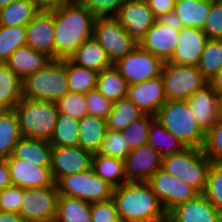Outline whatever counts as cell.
Instances as JSON below:
<instances>
[{
    "mask_svg": "<svg viewBox=\"0 0 222 222\" xmlns=\"http://www.w3.org/2000/svg\"><path fill=\"white\" fill-rule=\"evenodd\" d=\"M92 155L80 146L52 147L50 169L54 182L91 168Z\"/></svg>",
    "mask_w": 222,
    "mask_h": 222,
    "instance_id": "4fadbf2b",
    "label": "cell"
},
{
    "mask_svg": "<svg viewBox=\"0 0 222 222\" xmlns=\"http://www.w3.org/2000/svg\"><path fill=\"white\" fill-rule=\"evenodd\" d=\"M214 1L222 4V0H214Z\"/></svg>",
    "mask_w": 222,
    "mask_h": 222,
    "instance_id": "91938a15",
    "label": "cell"
},
{
    "mask_svg": "<svg viewBox=\"0 0 222 222\" xmlns=\"http://www.w3.org/2000/svg\"><path fill=\"white\" fill-rule=\"evenodd\" d=\"M79 146L92 154L98 153L107 131L106 119L86 115L79 120Z\"/></svg>",
    "mask_w": 222,
    "mask_h": 222,
    "instance_id": "484cf974",
    "label": "cell"
},
{
    "mask_svg": "<svg viewBox=\"0 0 222 222\" xmlns=\"http://www.w3.org/2000/svg\"><path fill=\"white\" fill-rule=\"evenodd\" d=\"M155 115L144 114L122 131L126 136L127 146L132 150L148 144V132Z\"/></svg>",
    "mask_w": 222,
    "mask_h": 222,
    "instance_id": "60d3db41",
    "label": "cell"
},
{
    "mask_svg": "<svg viewBox=\"0 0 222 222\" xmlns=\"http://www.w3.org/2000/svg\"><path fill=\"white\" fill-rule=\"evenodd\" d=\"M59 196L78 198L89 203L112 198L114 187L91 168L61 177L57 182Z\"/></svg>",
    "mask_w": 222,
    "mask_h": 222,
    "instance_id": "52a82bcc",
    "label": "cell"
},
{
    "mask_svg": "<svg viewBox=\"0 0 222 222\" xmlns=\"http://www.w3.org/2000/svg\"><path fill=\"white\" fill-rule=\"evenodd\" d=\"M24 197V188L8 186L0 191V210L19 213Z\"/></svg>",
    "mask_w": 222,
    "mask_h": 222,
    "instance_id": "681fc988",
    "label": "cell"
},
{
    "mask_svg": "<svg viewBox=\"0 0 222 222\" xmlns=\"http://www.w3.org/2000/svg\"><path fill=\"white\" fill-rule=\"evenodd\" d=\"M41 9L34 0H16L0 9V25L27 26Z\"/></svg>",
    "mask_w": 222,
    "mask_h": 222,
    "instance_id": "83f0119b",
    "label": "cell"
},
{
    "mask_svg": "<svg viewBox=\"0 0 222 222\" xmlns=\"http://www.w3.org/2000/svg\"><path fill=\"white\" fill-rule=\"evenodd\" d=\"M208 39L207 35L200 28L183 27L179 33L176 49L168 62L198 66Z\"/></svg>",
    "mask_w": 222,
    "mask_h": 222,
    "instance_id": "44dd1931",
    "label": "cell"
},
{
    "mask_svg": "<svg viewBox=\"0 0 222 222\" xmlns=\"http://www.w3.org/2000/svg\"><path fill=\"white\" fill-rule=\"evenodd\" d=\"M21 138L15 110H0V159L9 158Z\"/></svg>",
    "mask_w": 222,
    "mask_h": 222,
    "instance_id": "f1b7e54d",
    "label": "cell"
},
{
    "mask_svg": "<svg viewBox=\"0 0 222 222\" xmlns=\"http://www.w3.org/2000/svg\"><path fill=\"white\" fill-rule=\"evenodd\" d=\"M150 144L162 157L183 152L187 147L154 118L148 132Z\"/></svg>",
    "mask_w": 222,
    "mask_h": 222,
    "instance_id": "4dcf8cb0",
    "label": "cell"
},
{
    "mask_svg": "<svg viewBox=\"0 0 222 222\" xmlns=\"http://www.w3.org/2000/svg\"><path fill=\"white\" fill-rule=\"evenodd\" d=\"M96 90L105 98L116 102L126 98L128 91V83L122 77L119 70L112 65L99 72Z\"/></svg>",
    "mask_w": 222,
    "mask_h": 222,
    "instance_id": "1f68e13d",
    "label": "cell"
},
{
    "mask_svg": "<svg viewBox=\"0 0 222 222\" xmlns=\"http://www.w3.org/2000/svg\"><path fill=\"white\" fill-rule=\"evenodd\" d=\"M187 102L197 124L206 134L220 119L218 94L207 83L187 99Z\"/></svg>",
    "mask_w": 222,
    "mask_h": 222,
    "instance_id": "ffe728a7",
    "label": "cell"
},
{
    "mask_svg": "<svg viewBox=\"0 0 222 222\" xmlns=\"http://www.w3.org/2000/svg\"><path fill=\"white\" fill-rule=\"evenodd\" d=\"M211 8V0H176L174 12L183 27L203 29Z\"/></svg>",
    "mask_w": 222,
    "mask_h": 222,
    "instance_id": "4316f807",
    "label": "cell"
},
{
    "mask_svg": "<svg viewBox=\"0 0 222 222\" xmlns=\"http://www.w3.org/2000/svg\"><path fill=\"white\" fill-rule=\"evenodd\" d=\"M92 222H119L120 218L113 198L91 203Z\"/></svg>",
    "mask_w": 222,
    "mask_h": 222,
    "instance_id": "c3c4849f",
    "label": "cell"
},
{
    "mask_svg": "<svg viewBox=\"0 0 222 222\" xmlns=\"http://www.w3.org/2000/svg\"><path fill=\"white\" fill-rule=\"evenodd\" d=\"M95 17H115L127 0H79Z\"/></svg>",
    "mask_w": 222,
    "mask_h": 222,
    "instance_id": "f6af8a7d",
    "label": "cell"
},
{
    "mask_svg": "<svg viewBox=\"0 0 222 222\" xmlns=\"http://www.w3.org/2000/svg\"><path fill=\"white\" fill-rule=\"evenodd\" d=\"M156 20L160 24H163L175 30L180 31L183 28L182 21L177 17L174 11H170L165 14H162Z\"/></svg>",
    "mask_w": 222,
    "mask_h": 222,
    "instance_id": "816d5d0a",
    "label": "cell"
},
{
    "mask_svg": "<svg viewBox=\"0 0 222 222\" xmlns=\"http://www.w3.org/2000/svg\"><path fill=\"white\" fill-rule=\"evenodd\" d=\"M198 70L209 82L222 67V39H208L198 64Z\"/></svg>",
    "mask_w": 222,
    "mask_h": 222,
    "instance_id": "74e56055",
    "label": "cell"
},
{
    "mask_svg": "<svg viewBox=\"0 0 222 222\" xmlns=\"http://www.w3.org/2000/svg\"><path fill=\"white\" fill-rule=\"evenodd\" d=\"M60 114L68 115L75 119H82L87 113L85 95L69 92L56 102Z\"/></svg>",
    "mask_w": 222,
    "mask_h": 222,
    "instance_id": "7bdbcfd3",
    "label": "cell"
},
{
    "mask_svg": "<svg viewBox=\"0 0 222 222\" xmlns=\"http://www.w3.org/2000/svg\"><path fill=\"white\" fill-rule=\"evenodd\" d=\"M14 110L22 137L50 141L59 115L56 102L22 98Z\"/></svg>",
    "mask_w": 222,
    "mask_h": 222,
    "instance_id": "277c9868",
    "label": "cell"
},
{
    "mask_svg": "<svg viewBox=\"0 0 222 222\" xmlns=\"http://www.w3.org/2000/svg\"><path fill=\"white\" fill-rule=\"evenodd\" d=\"M58 188H24V197L19 215L25 222H52L56 216Z\"/></svg>",
    "mask_w": 222,
    "mask_h": 222,
    "instance_id": "30bf717a",
    "label": "cell"
},
{
    "mask_svg": "<svg viewBox=\"0 0 222 222\" xmlns=\"http://www.w3.org/2000/svg\"><path fill=\"white\" fill-rule=\"evenodd\" d=\"M155 118L187 148H203L205 133L193 117L187 100L166 101Z\"/></svg>",
    "mask_w": 222,
    "mask_h": 222,
    "instance_id": "5b68a950",
    "label": "cell"
},
{
    "mask_svg": "<svg viewBox=\"0 0 222 222\" xmlns=\"http://www.w3.org/2000/svg\"><path fill=\"white\" fill-rule=\"evenodd\" d=\"M115 17L137 43L157 19L145 0H127Z\"/></svg>",
    "mask_w": 222,
    "mask_h": 222,
    "instance_id": "5bb4252c",
    "label": "cell"
},
{
    "mask_svg": "<svg viewBox=\"0 0 222 222\" xmlns=\"http://www.w3.org/2000/svg\"><path fill=\"white\" fill-rule=\"evenodd\" d=\"M41 8H50L67 0H34Z\"/></svg>",
    "mask_w": 222,
    "mask_h": 222,
    "instance_id": "9f6ffc18",
    "label": "cell"
},
{
    "mask_svg": "<svg viewBox=\"0 0 222 222\" xmlns=\"http://www.w3.org/2000/svg\"><path fill=\"white\" fill-rule=\"evenodd\" d=\"M203 194L222 214V164L212 163L210 166Z\"/></svg>",
    "mask_w": 222,
    "mask_h": 222,
    "instance_id": "b9f144b4",
    "label": "cell"
},
{
    "mask_svg": "<svg viewBox=\"0 0 222 222\" xmlns=\"http://www.w3.org/2000/svg\"><path fill=\"white\" fill-rule=\"evenodd\" d=\"M204 154L212 163L222 164V120L205 134Z\"/></svg>",
    "mask_w": 222,
    "mask_h": 222,
    "instance_id": "ee69618b",
    "label": "cell"
},
{
    "mask_svg": "<svg viewBox=\"0 0 222 222\" xmlns=\"http://www.w3.org/2000/svg\"><path fill=\"white\" fill-rule=\"evenodd\" d=\"M55 222H92L91 203L78 198L59 196Z\"/></svg>",
    "mask_w": 222,
    "mask_h": 222,
    "instance_id": "d6a6232c",
    "label": "cell"
},
{
    "mask_svg": "<svg viewBox=\"0 0 222 222\" xmlns=\"http://www.w3.org/2000/svg\"><path fill=\"white\" fill-rule=\"evenodd\" d=\"M161 76L167 101L187 100L208 83L197 66L174 64L168 61L164 62Z\"/></svg>",
    "mask_w": 222,
    "mask_h": 222,
    "instance_id": "ba28073f",
    "label": "cell"
},
{
    "mask_svg": "<svg viewBox=\"0 0 222 222\" xmlns=\"http://www.w3.org/2000/svg\"><path fill=\"white\" fill-rule=\"evenodd\" d=\"M79 120L60 114L49 141L52 147L79 146Z\"/></svg>",
    "mask_w": 222,
    "mask_h": 222,
    "instance_id": "8d00e7d4",
    "label": "cell"
},
{
    "mask_svg": "<svg viewBox=\"0 0 222 222\" xmlns=\"http://www.w3.org/2000/svg\"><path fill=\"white\" fill-rule=\"evenodd\" d=\"M149 9L154 16L158 18L160 15L173 11L176 0H145Z\"/></svg>",
    "mask_w": 222,
    "mask_h": 222,
    "instance_id": "f907efd6",
    "label": "cell"
},
{
    "mask_svg": "<svg viewBox=\"0 0 222 222\" xmlns=\"http://www.w3.org/2000/svg\"><path fill=\"white\" fill-rule=\"evenodd\" d=\"M12 185L22 188L54 186L50 167L36 166L21 158H6Z\"/></svg>",
    "mask_w": 222,
    "mask_h": 222,
    "instance_id": "ac0fdd59",
    "label": "cell"
},
{
    "mask_svg": "<svg viewBox=\"0 0 222 222\" xmlns=\"http://www.w3.org/2000/svg\"><path fill=\"white\" fill-rule=\"evenodd\" d=\"M16 0H0V9L7 7L8 5L12 4Z\"/></svg>",
    "mask_w": 222,
    "mask_h": 222,
    "instance_id": "6f0895ef",
    "label": "cell"
},
{
    "mask_svg": "<svg viewBox=\"0 0 222 222\" xmlns=\"http://www.w3.org/2000/svg\"><path fill=\"white\" fill-rule=\"evenodd\" d=\"M51 150L49 141L22 137L9 158H21L36 166L51 167Z\"/></svg>",
    "mask_w": 222,
    "mask_h": 222,
    "instance_id": "d4e9b609",
    "label": "cell"
},
{
    "mask_svg": "<svg viewBox=\"0 0 222 222\" xmlns=\"http://www.w3.org/2000/svg\"><path fill=\"white\" fill-rule=\"evenodd\" d=\"M122 222H167V212L147 181L125 182L112 196Z\"/></svg>",
    "mask_w": 222,
    "mask_h": 222,
    "instance_id": "7a4b0ae2",
    "label": "cell"
},
{
    "mask_svg": "<svg viewBox=\"0 0 222 222\" xmlns=\"http://www.w3.org/2000/svg\"><path fill=\"white\" fill-rule=\"evenodd\" d=\"M69 60L77 66L94 70L98 73L113 65L105 49L93 36L86 39L69 57Z\"/></svg>",
    "mask_w": 222,
    "mask_h": 222,
    "instance_id": "cb8c5ba5",
    "label": "cell"
},
{
    "mask_svg": "<svg viewBox=\"0 0 222 222\" xmlns=\"http://www.w3.org/2000/svg\"><path fill=\"white\" fill-rule=\"evenodd\" d=\"M69 92L65 59H52L22 82V98L29 100L57 102Z\"/></svg>",
    "mask_w": 222,
    "mask_h": 222,
    "instance_id": "3957f363",
    "label": "cell"
},
{
    "mask_svg": "<svg viewBox=\"0 0 222 222\" xmlns=\"http://www.w3.org/2000/svg\"><path fill=\"white\" fill-rule=\"evenodd\" d=\"M162 158L150 144L132 149L123 160L126 180L148 181L162 167Z\"/></svg>",
    "mask_w": 222,
    "mask_h": 222,
    "instance_id": "9a60e30c",
    "label": "cell"
},
{
    "mask_svg": "<svg viewBox=\"0 0 222 222\" xmlns=\"http://www.w3.org/2000/svg\"><path fill=\"white\" fill-rule=\"evenodd\" d=\"M26 45V26L0 25V63H5L19 47Z\"/></svg>",
    "mask_w": 222,
    "mask_h": 222,
    "instance_id": "f35d334b",
    "label": "cell"
},
{
    "mask_svg": "<svg viewBox=\"0 0 222 222\" xmlns=\"http://www.w3.org/2000/svg\"><path fill=\"white\" fill-rule=\"evenodd\" d=\"M93 37L105 49L112 64L138 46V43L125 31L116 17L95 18Z\"/></svg>",
    "mask_w": 222,
    "mask_h": 222,
    "instance_id": "9c48e42d",
    "label": "cell"
},
{
    "mask_svg": "<svg viewBox=\"0 0 222 222\" xmlns=\"http://www.w3.org/2000/svg\"><path fill=\"white\" fill-rule=\"evenodd\" d=\"M52 58L24 45L14 51L5 64L23 81L27 76L44 68Z\"/></svg>",
    "mask_w": 222,
    "mask_h": 222,
    "instance_id": "603a6c76",
    "label": "cell"
},
{
    "mask_svg": "<svg viewBox=\"0 0 222 222\" xmlns=\"http://www.w3.org/2000/svg\"><path fill=\"white\" fill-rule=\"evenodd\" d=\"M22 82L5 63H0V110L14 109L21 101Z\"/></svg>",
    "mask_w": 222,
    "mask_h": 222,
    "instance_id": "f546056e",
    "label": "cell"
},
{
    "mask_svg": "<svg viewBox=\"0 0 222 222\" xmlns=\"http://www.w3.org/2000/svg\"><path fill=\"white\" fill-rule=\"evenodd\" d=\"M54 16L42 8L26 26V45L55 59Z\"/></svg>",
    "mask_w": 222,
    "mask_h": 222,
    "instance_id": "2e32d148",
    "label": "cell"
},
{
    "mask_svg": "<svg viewBox=\"0 0 222 222\" xmlns=\"http://www.w3.org/2000/svg\"><path fill=\"white\" fill-rule=\"evenodd\" d=\"M91 167L99 177L114 188L128 182L124 172V161L121 159L94 153Z\"/></svg>",
    "mask_w": 222,
    "mask_h": 222,
    "instance_id": "836d02e7",
    "label": "cell"
},
{
    "mask_svg": "<svg viewBox=\"0 0 222 222\" xmlns=\"http://www.w3.org/2000/svg\"><path fill=\"white\" fill-rule=\"evenodd\" d=\"M212 162L203 149L187 148L183 152L162 158V169L203 193Z\"/></svg>",
    "mask_w": 222,
    "mask_h": 222,
    "instance_id": "8992f818",
    "label": "cell"
},
{
    "mask_svg": "<svg viewBox=\"0 0 222 222\" xmlns=\"http://www.w3.org/2000/svg\"><path fill=\"white\" fill-rule=\"evenodd\" d=\"M144 113L127 97L113 102L112 110L106 119L107 129L122 132Z\"/></svg>",
    "mask_w": 222,
    "mask_h": 222,
    "instance_id": "e575fe53",
    "label": "cell"
},
{
    "mask_svg": "<svg viewBox=\"0 0 222 222\" xmlns=\"http://www.w3.org/2000/svg\"><path fill=\"white\" fill-rule=\"evenodd\" d=\"M203 32L209 39H222V4L211 0V8L205 20Z\"/></svg>",
    "mask_w": 222,
    "mask_h": 222,
    "instance_id": "7dc6e473",
    "label": "cell"
},
{
    "mask_svg": "<svg viewBox=\"0 0 222 222\" xmlns=\"http://www.w3.org/2000/svg\"><path fill=\"white\" fill-rule=\"evenodd\" d=\"M179 33V30L169 28L156 20L138 45L165 62L172 57L176 49Z\"/></svg>",
    "mask_w": 222,
    "mask_h": 222,
    "instance_id": "7402d4cb",
    "label": "cell"
},
{
    "mask_svg": "<svg viewBox=\"0 0 222 222\" xmlns=\"http://www.w3.org/2000/svg\"><path fill=\"white\" fill-rule=\"evenodd\" d=\"M167 222H222V214L200 193L171 209Z\"/></svg>",
    "mask_w": 222,
    "mask_h": 222,
    "instance_id": "d6986e66",
    "label": "cell"
},
{
    "mask_svg": "<svg viewBox=\"0 0 222 222\" xmlns=\"http://www.w3.org/2000/svg\"><path fill=\"white\" fill-rule=\"evenodd\" d=\"M130 151L126 136L122 132L107 129L98 154L124 160Z\"/></svg>",
    "mask_w": 222,
    "mask_h": 222,
    "instance_id": "ab89813d",
    "label": "cell"
},
{
    "mask_svg": "<svg viewBox=\"0 0 222 222\" xmlns=\"http://www.w3.org/2000/svg\"><path fill=\"white\" fill-rule=\"evenodd\" d=\"M219 99V117L222 120V93L218 95Z\"/></svg>",
    "mask_w": 222,
    "mask_h": 222,
    "instance_id": "680465c9",
    "label": "cell"
},
{
    "mask_svg": "<svg viewBox=\"0 0 222 222\" xmlns=\"http://www.w3.org/2000/svg\"><path fill=\"white\" fill-rule=\"evenodd\" d=\"M113 65L128 84H134L161 76L164 61L138 45Z\"/></svg>",
    "mask_w": 222,
    "mask_h": 222,
    "instance_id": "8fae6325",
    "label": "cell"
},
{
    "mask_svg": "<svg viewBox=\"0 0 222 222\" xmlns=\"http://www.w3.org/2000/svg\"><path fill=\"white\" fill-rule=\"evenodd\" d=\"M147 182L167 213L178 204L193 199L200 194L195 188L171 176L162 168L158 169Z\"/></svg>",
    "mask_w": 222,
    "mask_h": 222,
    "instance_id": "7c38bea8",
    "label": "cell"
},
{
    "mask_svg": "<svg viewBox=\"0 0 222 222\" xmlns=\"http://www.w3.org/2000/svg\"><path fill=\"white\" fill-rule=\"evenodd\" d=\"M208 83L218 95L222 93V67Z\"/></svg>",
    "mask_w": 222,
    "mask_h": 222,
    "instance_id": "11a10c76",
    "label": "cell"
},
{
    "mask_svg": "<svg viewBox=\"0 0 222 222\" xmlns=\"http://www.w3.org/2000/svg\"><path fill=\"white\" fill-rule=\"evenodd\" d=\"M0 222H25V221L18 213L6 212L0 210Z\"/></svg>",
    "mask_w": 222,
    "mask_h": 222,
    "instance_id": "db71d44e",
    "label": "cell"
},
{
    "mask_svg": "<svg viewBox=\"0 0 222 222\" xmlns=\"http://www.w3.org/2000/svg\"><path fill=\"white\" fill-rule=\"evenodd\" d=\"M11 185L12 183L6 159H0V191Z\"/></svg>",
    "mask_w": 222,
    "mask_h": 222,
    "instance_id": "f5cc1de1",
    "label": "cell"
},
{
    "mask_svg": "<svg viewBox=\"0 0 222 222\" xmlns=\"http://www.w3.org/2000/svg\"><path fill=\"white\" fill-rule=\"evenodd\" d=\"M65 69L70 92L85 95L91 90L96 89L98 72L77 66L69 59H65Z\"/></svg>",
    "mask_w": 222,
    "mask_h": 222,
    "instance_id": "d590c367",
    "label": "cell"
},
{
    "mask_svg": "<svg viewBox=\"0 0 222 222\" xmlns=\"http://www.w3.org/2000/svg\"><path fill=\"white\" fill-rule=\"evenodd\" d=\"M144 114L156 115L167 101L162 76L128 84L127 96Z\"/></svg>",
    "mask_w": 222,
    "mask_h": 222,
    "instance_id": "e0dca14e",
    "label": "cell"
},
{
    "mask_svg": "<svg viewBox=\"0 0 222 222\" xmlns=\"http://www.w3.org/2000/svg\"><path fill=\"white\" fill-rule=\"evenodd\" d=\"M48 9L54 16L55 59H69L93 36L95 17L79 0H67Z\"/></svg>",
    "mask_w": 222,
    "mask_h": 222,
    "instance_id": "6da1fadb",
    "label": "cell"
},
{
    "mask_svg": "<svg viewBox=\"0 0 222 222\" xmlns=\"http://www.w3.org/2000/svg\"><path fill=\"white\" fill-rule=\"evenodd\" d=\"M87 113L90 116L107 119L113 106V102L105 98L96 89L85 94Z\"/></svg>",
    "mask_w": 222,
    "mask_h": 222,
    "instance_id": "bcb514c9",
    "label": "cell"
}]
</instances>
